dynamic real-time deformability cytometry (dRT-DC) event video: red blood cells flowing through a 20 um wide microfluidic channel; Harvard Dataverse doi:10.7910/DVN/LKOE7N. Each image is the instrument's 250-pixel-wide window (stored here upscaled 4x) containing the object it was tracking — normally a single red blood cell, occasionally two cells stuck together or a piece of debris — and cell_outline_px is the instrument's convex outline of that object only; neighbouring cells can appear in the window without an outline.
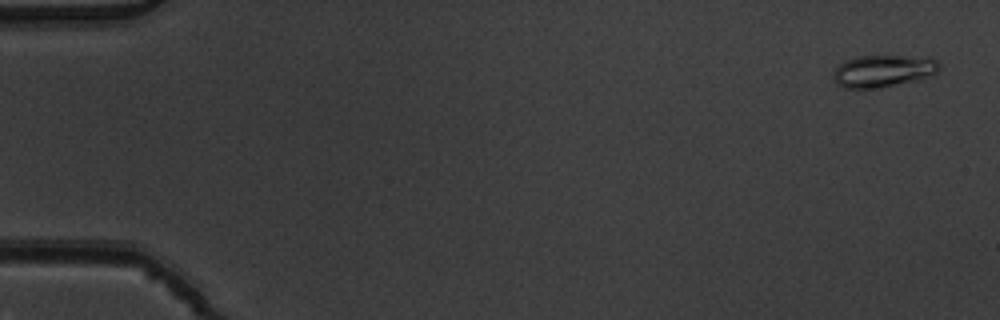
{"species": "common noctule bat (a hibernating species)", "species_latin": "Nyctalus noctula", "temperature_condition": "warm", "stored_images_in_passage": 4, "camera_frame_rate_fps": 3000, "um_per_image_px": 0.085, "animal": {"sex": "male", "body_mass_g": 19.5, "forearm_length_mm": 54.6}, "frame": {"image": 1, "passage_image": 1, "time_ms": 0.0, "image_size_px": [1000, 320], "cell_outline_px": [[940, 68], [936, 72], [928, 76], [916, 80], [880, 88], [844, 88], [836, 84], [832, 76], [832, 72], [844, 60], [860, 56], [932, 56], [940, 64]], "centroid_in_image_um": [75.06, 6.02], "position_along_channel_um": 9.9, "area_um2": 20.06}}